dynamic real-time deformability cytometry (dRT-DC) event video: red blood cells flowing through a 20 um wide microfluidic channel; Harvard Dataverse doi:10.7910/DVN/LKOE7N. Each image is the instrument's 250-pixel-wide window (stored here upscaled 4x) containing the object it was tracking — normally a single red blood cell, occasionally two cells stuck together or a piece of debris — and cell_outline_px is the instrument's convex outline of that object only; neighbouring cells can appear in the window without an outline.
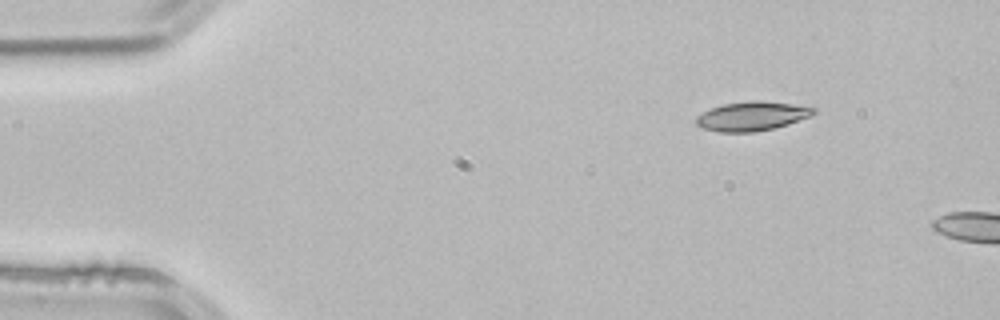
{"species": "common noctule bat (a hibernating species)", "species_latin": "Nyctalus noctula", "temperature_condition": "room temperature", "stored_images_in_passage": 2, "camera_frame_rate_fps": 3000, "um_per_image_px": 0.085, "animal": {"sex": "male", "body_mass_g": 21.5, "forearm_length_mm": 52.0}, "frame": {"image": 1, "passage_image": 1, "time_ms": 0.0, "image_size_px": [1000, 320], "cell_outline_px": [[816, 112], [812, 116], [788, 124], [756, 132], [720, 132], [704, 128], [696, 124], [696, 116], [712, 108], [724, 104], [752, 100], [760, 100], [792, 104], [816, 108]], "centroid_in_image_um": [63.94, 9.87], "position_along_channel_um": 21.1, "area_um2": 19.83}}